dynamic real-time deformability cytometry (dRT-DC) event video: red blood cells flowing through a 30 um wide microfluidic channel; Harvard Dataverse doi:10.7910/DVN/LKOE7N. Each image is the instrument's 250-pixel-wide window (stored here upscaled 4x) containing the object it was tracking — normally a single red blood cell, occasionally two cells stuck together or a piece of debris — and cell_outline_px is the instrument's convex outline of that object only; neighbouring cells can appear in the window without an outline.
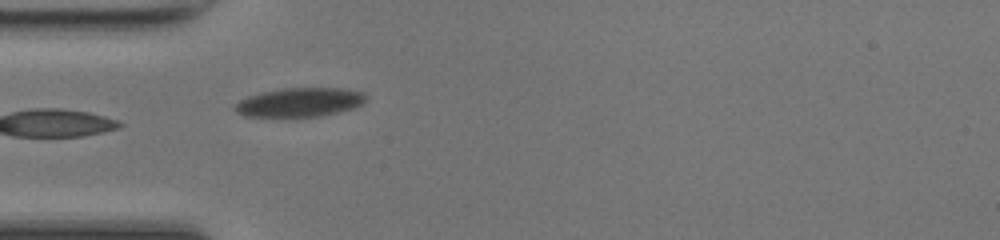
{"species": "common noctule bat (a hibernating species)", "species_latin": "Nyctalus noctula", "temperature_condition": "room temperature", "stored_images_in_passage": 11, "camera_frame_rate_fps": 3000, "um_per_image_px": 0.085, "animal": {"sex": "female", "body_mass_g": 17.0, "forearm_length_mm": 48.0}, "frame": {"image": 1, "passage_image": 1, "time_ms": 0.0, "image_size_px": [1000, 240], "cell_outline_px": [[368, 96], [360, 104], [352, 108], [320, 116], [244, 116], [236, 112], [236, 104], [240, 100], [248, 96], [264, 92], [284, 88], [344, 88], [364, 92]], "centroid_in_image_um": [25.5, 8.68], "position_along_channel_um": 59.5, "area_um2": 21.73}}
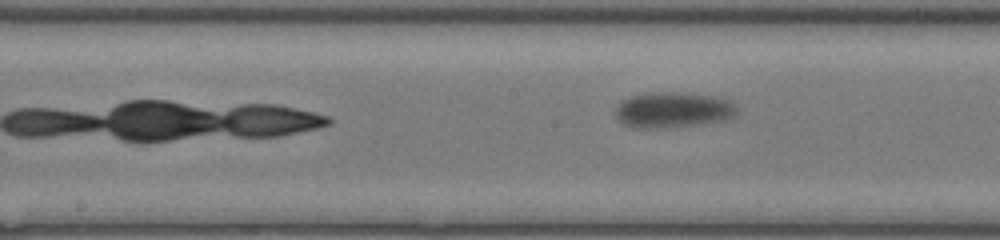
{"frame": {"image": 2, "passage_image": 11, "time_ms": 3.333, "image_size_px": [1000, 240], "cell_outline_px": [[736, 116], [724, 120], [700, 124], [664, 128], [632, 128], [624, 124], [616, 116], [616, 108], [620, 100], [632, 96], [656, 92], [672, 92], [712, 96], [728, 100], [736, 104]], "centroid_in_image_um": [57.2, 9.35], "position_along_channel_um": 191.0, "area_um2": 25.14}}